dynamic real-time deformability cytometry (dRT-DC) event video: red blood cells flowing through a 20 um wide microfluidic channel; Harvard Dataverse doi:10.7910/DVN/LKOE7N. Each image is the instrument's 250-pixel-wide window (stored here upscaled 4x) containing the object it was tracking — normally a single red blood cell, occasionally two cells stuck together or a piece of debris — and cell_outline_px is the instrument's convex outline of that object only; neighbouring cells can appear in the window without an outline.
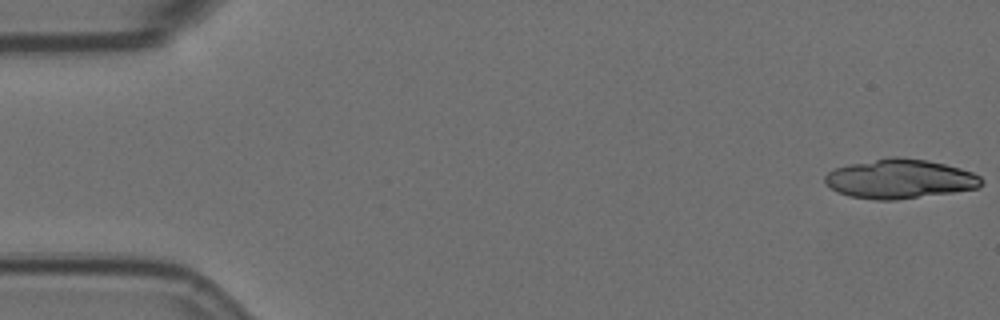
{"species": "Egyptian fruit bat (a non-hibernating species)", "species_latin": "Rousettus aegyptiacus", "temperature_condition": "room temperature", "stored_images_in_passage": 4, "camera_frame_rate_fps": 3000, "um_per_image_px": 0.085, "animal": {"sex": "female"}, "frame": {"image": 1, "passage_image": 1, "time_ms": 0.0, "image_size_px": [1000, 320], "cell_outline_px": [[984, 180], [980, 188], [896, 200], [876, 200], [848, 196], [836, 192], [824, 180], [824, 176], [828, 172], [836, 168], [848, 164], [888, 156], [900, 156], [928, 160], [960, 168], [972, 172], [980, 176]], "centroid_in_image_um": [76.48, 15.2], "position_along_channel_um": 8.5, "area_um2": 36.13}}